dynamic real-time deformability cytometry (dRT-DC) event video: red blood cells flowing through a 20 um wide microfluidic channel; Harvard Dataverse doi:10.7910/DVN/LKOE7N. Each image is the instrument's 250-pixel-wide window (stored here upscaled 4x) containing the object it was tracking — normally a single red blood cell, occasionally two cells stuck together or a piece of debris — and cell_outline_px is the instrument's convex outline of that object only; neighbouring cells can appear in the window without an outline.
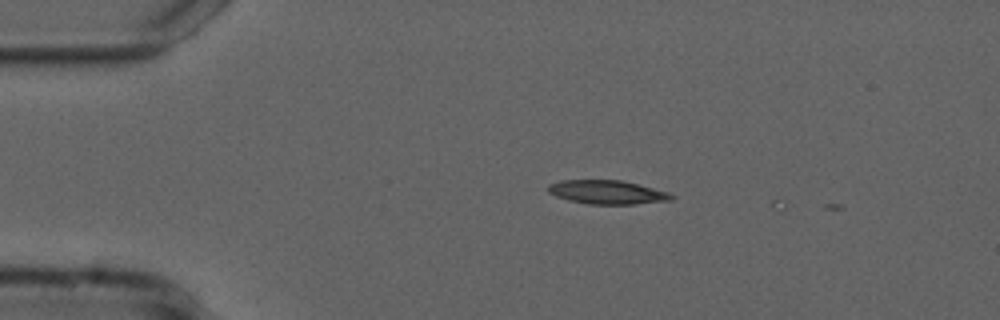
{"species": "common noctule bat (a hibernating species)", "species_latin": "Nyctalus noctula", "temperature_condition": "cold", "stored_images_in_passage": 2, "camera_frame_rate_fps": 3000, "um_per_image_px": 0.085, "animal": {"sex": "male", "forearm_length_mm": 52.5}, "frame": {"image": 1, "passage_image": 1, "time_ms": 0.0, "image_size_px": [1000, 320], "cell_outline_px": [[676, 196], [672, 200], [632, 204], [588, 204], [568, 200], [556, 196], [548, 192], [548, 184], [560, 180], [620, 180], [668, 192]], "centroid_in_image_um": [51.58, 16.34], "position_along_channel_um": 33.4, "area_um2": 16.99}}